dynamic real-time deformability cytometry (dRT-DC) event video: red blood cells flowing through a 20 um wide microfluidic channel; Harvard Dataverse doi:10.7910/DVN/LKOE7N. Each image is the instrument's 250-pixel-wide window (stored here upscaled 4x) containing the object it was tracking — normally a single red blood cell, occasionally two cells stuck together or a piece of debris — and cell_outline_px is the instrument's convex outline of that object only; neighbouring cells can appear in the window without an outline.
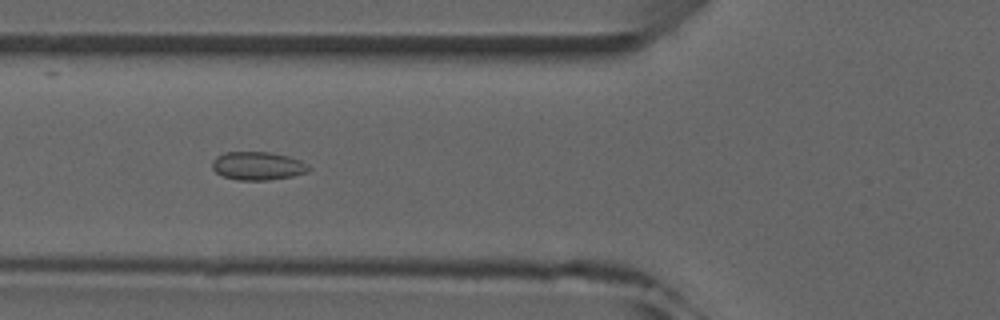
{"species": "common noctule bat (a hibernating species)", "species_latin": "Nyctalus noctula", "temperature_condition": "room temperature", "stored_images_in_passage": 9, "camera_frame_rate_fps": 3000, "um_per_image_px": 0.085, "animal": {"sex": "male", "forearm_length_mm": 52.5}, "frame": {"image": 1, "passage_image": 6, "time_ms": 5.667, "image_size_px": [1000, 320], "cell_outline_px": [[312, 168], [308, 172], [292, 176], [268, 180], [236, 180], [224, 176], [216, 172], [212, 168], [212, 160], [216, 156], [224, 152], [268, 152], [288, 156], [300, 160], [308, 164]], "centroid_in_image_um": [21.91, 14.1], "position_along_channel_um": 103.9, "area_um2": 16.01}}
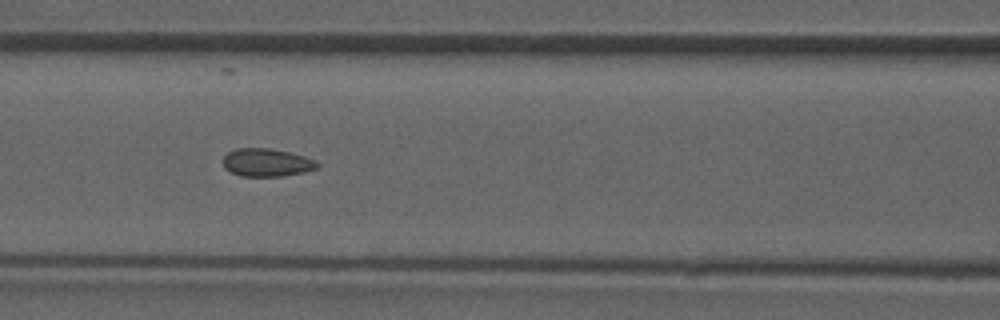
{"frame": {"image": 2, "passage_image": 7, "time_ms": 6.667, "image_size_px": [1000, 320], "cell_outline_px": [[320, 164], [316, 168], [304, 172], [284, 176], [240, 176], [224, 168], [224, 156], [228, 152], [236, 148], [268, 148], [288, 152], [304, 156], [316, 160]], "centroid_in_image_um": [22.68, 13.81], "position_along_channel_um": 143.9, "area_um2": 15.32}}